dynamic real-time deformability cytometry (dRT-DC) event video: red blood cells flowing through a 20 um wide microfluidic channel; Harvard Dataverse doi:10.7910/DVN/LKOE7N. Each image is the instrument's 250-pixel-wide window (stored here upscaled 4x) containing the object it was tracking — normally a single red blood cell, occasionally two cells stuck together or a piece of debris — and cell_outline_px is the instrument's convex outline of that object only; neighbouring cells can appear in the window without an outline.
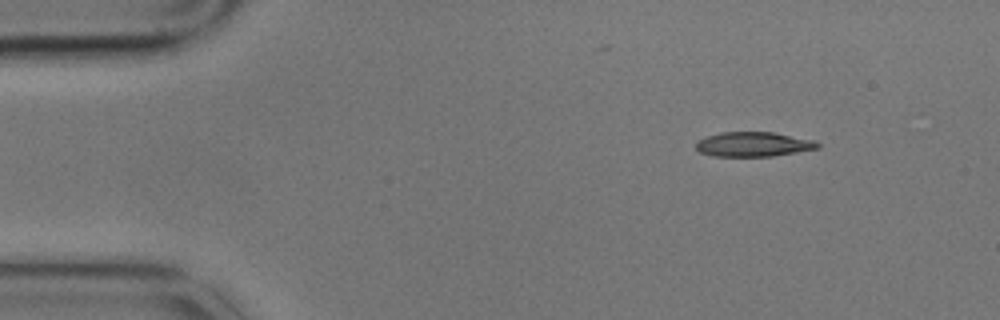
{"species": "common noctule bat (a hibernating species)", "species_latin": "Nyctalus noctula", "temperature_condition": "cold", "stored_images_in_passage": 10, "camera_frame_rate_fps": 3000, "um_per_image_px": 0.085, "animal": {"sex": "male", "body_mass_g": 17.9}, "frame": {"image": 1, "passage_image": 1, "time_ms": 0.0, "image_size_px": [1000, 320], "cell_outline_px": [[820, 148], [772, 156], [712, 156], [700, 152], [696, 148], [696, 140], [720, 132], [772, 132], [816, 140], [820, 144]], "centroid_in_image_um": [64.05, 12.26], "position_along_channel_um": 21.0, "area_um2": 17.51}}
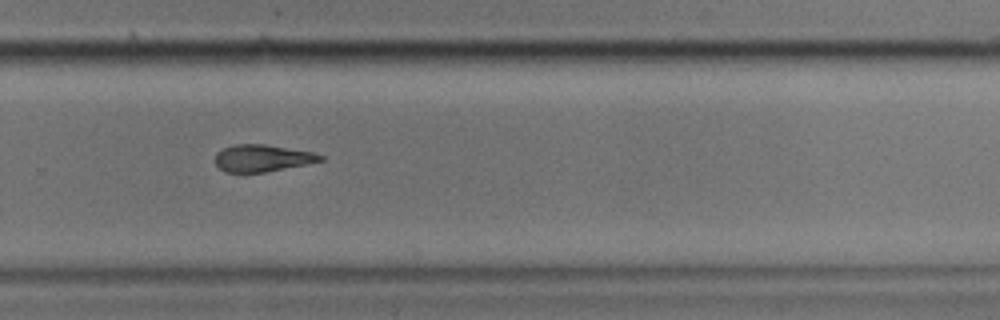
{"frame": {"image": 2, "passage_image": 9, "time_ms": 2.667, "image_size_px": [1000, 320], "cell_outline_px": [[324, 160], [264, 172], [224, 172], [216, 164], [216, 152], [224, 148], [236, 144], [264, 144], [312, 152], [324, 156]], "centroid_in_image_um": [22.27, 13.43], "position_along_channel_um": 307.5, "area_um2": 16.24}}
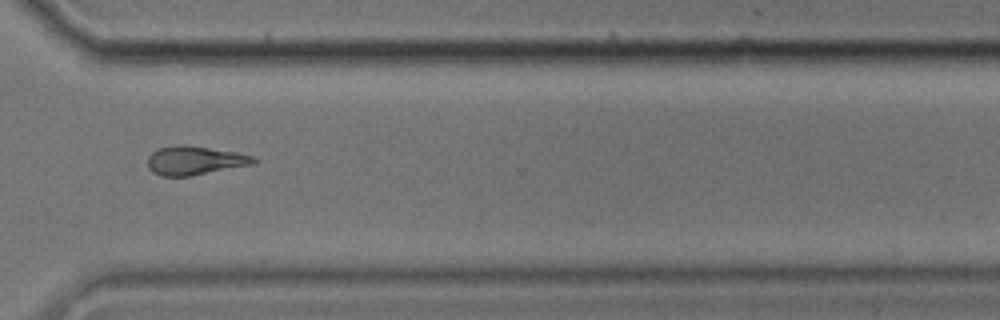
{"frame": {"image": 3, "passage_image": 10, "time_ms": 3.0, "image_size_px": [1000, 320], "cell_outline_px": [[256, 160], [252, 164], [192, 176], [160, 176], [152, 172], [148, 168], [148, 156], [156, 148], [180, 144], [184, 144], [236, 152], [256, 156]], "centroid_in_image_um": [16.52, 13.64], "position_along_channel_um": 354.1, "area_um2": 17.92}}